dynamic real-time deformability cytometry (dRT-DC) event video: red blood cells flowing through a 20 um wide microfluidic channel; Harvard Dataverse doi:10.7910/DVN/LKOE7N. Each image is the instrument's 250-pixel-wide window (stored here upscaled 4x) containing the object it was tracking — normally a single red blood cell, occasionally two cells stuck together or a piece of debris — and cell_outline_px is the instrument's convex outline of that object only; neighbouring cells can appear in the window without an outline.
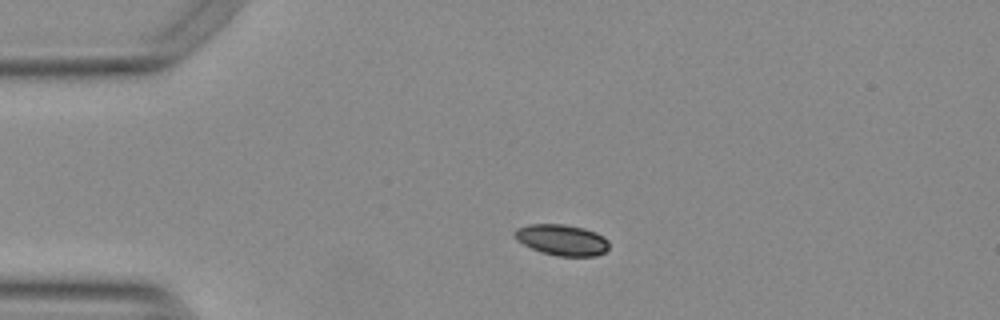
{"species": "Egyptian fruit bat (a non-hibernating species)", "species_latin": "Rousettus aegyptiacus", "temperature_condition": "warm", "stored_images_in_passage": 43, "camera_frame_rate_fps": 3000, "um_per_image_px": 0.085, "animal": {"sex": "female"}, "frame": {"image": 1, "passage_image": 1, "time_ms": 0.0, "image_size_px": [1000, 320], "cell_outline_px": [[608, 248], [604, 252], [596, 256], [556, 256], [540, 252], [516, 240], [512, 232], [516, 228], [528, 224], [564, 224], [584, 228], [596, 232], [604, 236], [608, 240]], "centroid_in_image_um": [47.74, 20.38], "position_along_channel_um": 37.3, "area_um2": 17.22}}
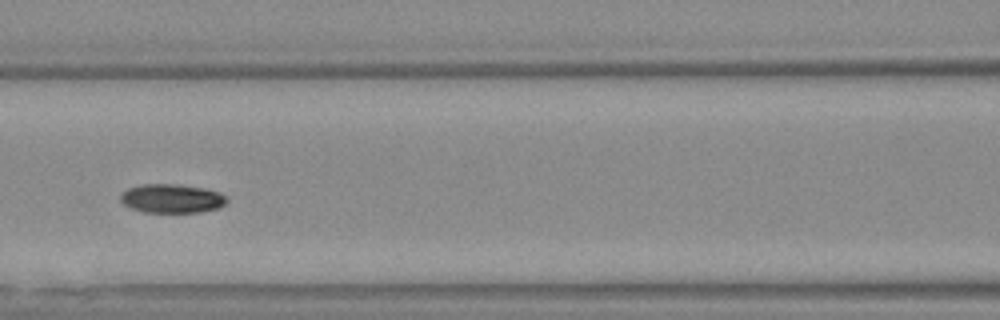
{"frame": {"image": 2, "passage_image": 13, "time_ms": 4.0, "image_size_px": [1000, 320], "cell_outline_px": [[228, 200], [224, 204], [216, 208], [200, 212], [144, 212], [132, 208], [124, 204], [120, 200], [120, 196], [128, 188], [144, 184], [176, 184], [204, 188], [220, 192]], "centroid_in_image_um": [14.6, 16.87], "position_along_channel_um": 152.0, "area_um2": 17.69}}
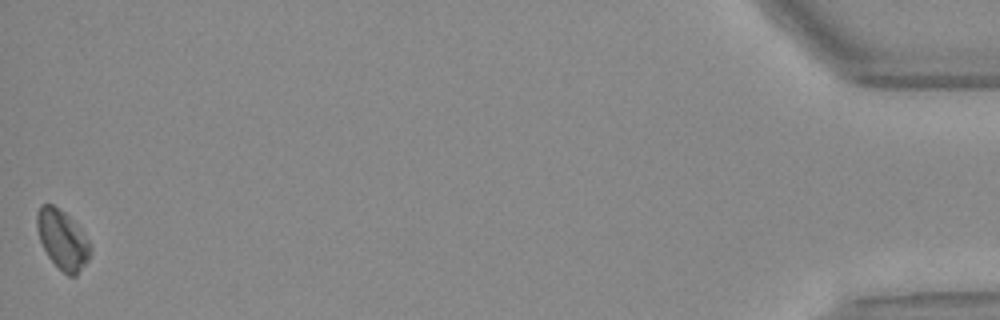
{"frame": {"image": 3, "passage_image": 43, "time_ms": 14.0, "image_size_px": [1000, 320], "cell_outline_px": [[92, 252], [88, 260], [76, 276], [68, 276], [48, 256], [40, 240], [36, 228], [36, 212], [40, 204], [52, 204], [64, 212], [68, 216], [88, 240], [92, 248]], "centroid_in_image_um": [5.29, 20.36], "position_along_channel_um": 429.9, "area_um2": 18.21}, "authors_computed_cell_mechanics": {"area_um2": 18.0914, "velocity_mm_per_s": 3.7674, "shape_relaxation_time_tau1_ms": 1.8147, "shape_relaxation_time_tau2_ms": null, "deformation_change_tau1": 0.0699, "deformation_change_tau2": null}}